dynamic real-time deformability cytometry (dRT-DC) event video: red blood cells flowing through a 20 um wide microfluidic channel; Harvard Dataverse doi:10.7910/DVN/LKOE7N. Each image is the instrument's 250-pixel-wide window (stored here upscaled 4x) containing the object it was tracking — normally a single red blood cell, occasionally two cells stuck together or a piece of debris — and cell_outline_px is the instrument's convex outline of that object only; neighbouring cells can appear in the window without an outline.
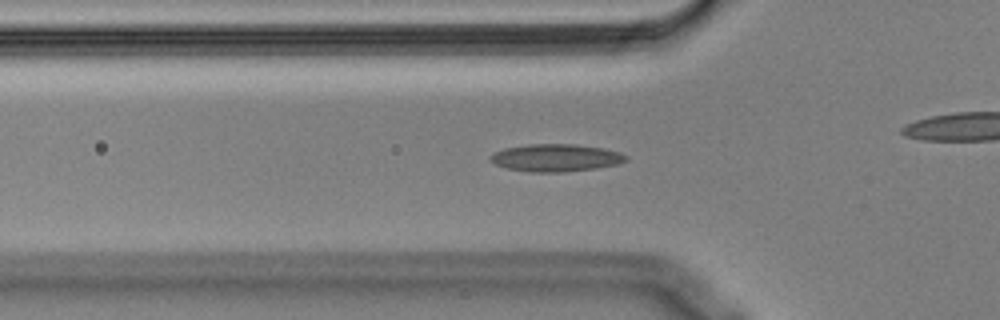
{"species": "Egyptian fruit bat (a non-hibernating species)", "species_latin": "Rousettus aegyptiacus", "temperature_condition": "cold", "stored_images_in_passage": 55, "camera_frame_rate_fps": 3000, "um_per_image_px": 0.085, "animal": {"sex": "male"}, "frame": {"image": 1, "passage_image": 17, "time_ms": 5.333, "image_size_px": [1000, 320], "cell_outline_px": [[628, 160], [616, 164], [596, 168], [564, 172], [528, 172], [508, 168], [496, 164], [488, 160], [492, 152], [504, 148], [528, 144], [576, 144], [604, 148], [620, 152], [628, 156]], "centroid_in_image_um": [47.23, 13.4], "position_along_channel_um": 78.6, "area_um2": 21.85}}
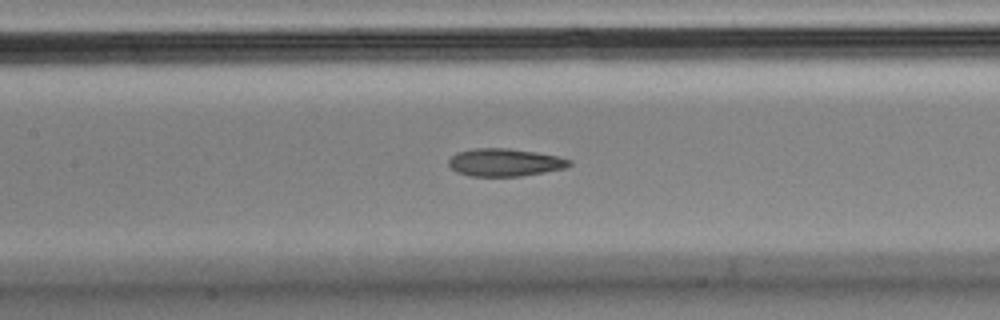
{"frame": {"image": 2, "passage_image": 24, "time_ms": 7.667, "image_size_px": [1000, 320], "cell_outline_px": [[572, 164], [564, 168], [544, 172], [520, 176], [468, 176], [456, 172], [448, 164], [448, 160], [456, 152], [472, 148], [508, 148], [536, 152], [556, 156], [572, 160]], "centroid_in_image_um": [42.87, 13.8], "position_along_channel_um": 164.5, "area_um2": 19.54}}
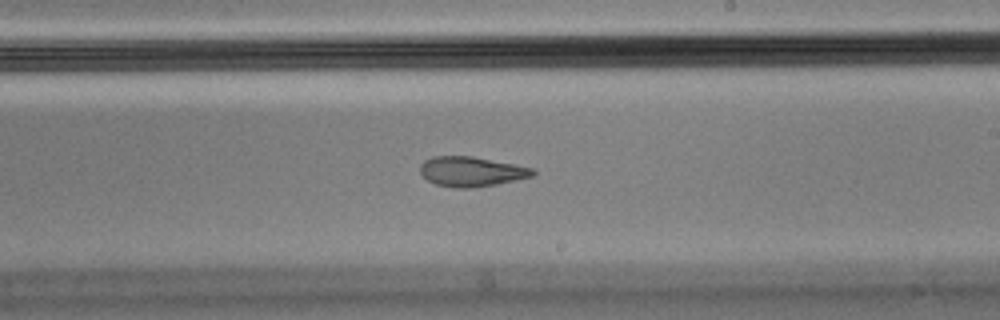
{"frame": {"image": 3, "passage_image": 31, "time_ms": 10.0, "image_size_px": [1000, 320], "cell_outline_px": [[536, 172], [532, 176], [516, 180], [496, 184], [468, 188], [456, 188], [436, 184], [428, 180], [420, 172], [420, 164], [424, 160], [432, 156], [472, 156], [536, 168]], "centroid_in_image_um": [40.08, 14.57], "position_along_channel_um": 248.9, "area_um2": 19.59}, "authors_computed_cell_mechanics": {"area_um2": 19.8832, "velocity_mm_per_s": 3.6377, "shape_relaxation_time_tau1_ms": null, "shape_relaxation_time_tau2_ms": 3.505, "deformation_change_tau1": null, "deformation_change_tau2": 0.1041}}